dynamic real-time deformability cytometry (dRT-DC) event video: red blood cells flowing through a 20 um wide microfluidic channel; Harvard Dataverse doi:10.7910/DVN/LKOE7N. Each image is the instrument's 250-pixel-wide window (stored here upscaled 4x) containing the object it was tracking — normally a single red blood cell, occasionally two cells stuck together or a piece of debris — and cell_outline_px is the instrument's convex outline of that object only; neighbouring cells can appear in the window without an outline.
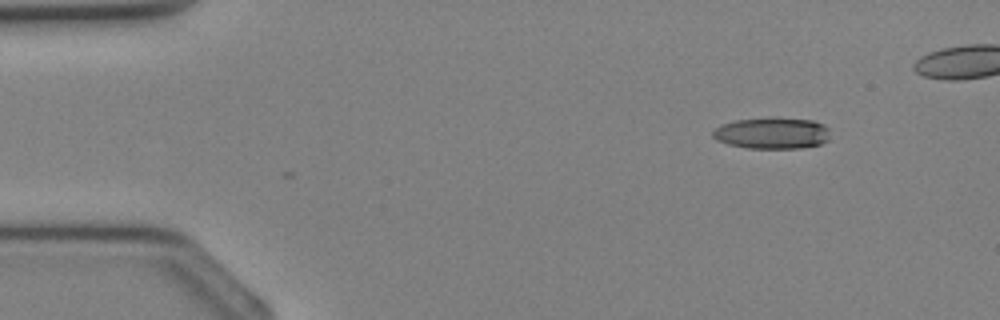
{"species": "Egyptian fruit bat (a non-hibernating species)", "species_latin": "Rousettus aegyptiacus", "temperature_condition": "cold", "stored_images_in_passage": 7, "camera_frame_rate_fps": 3000, "um_per_image_px": 0.085, "animal": {"sex": "female"}, "frame": {"image": 1, "passage_image": 1, "time_ms": 0.0, "image_size_px": [1000, 320], "cell_outline_px": [[828, 140], [820, 144], [800, 148], [748, 148], [728, 144], [716, 140], [712, 136], [712, 132], [720, 124], [736, 120], [768, 116], [772, 116], [812, 120], [824, 124], [828, 128]], "centroid_in_image_um": [65.61, 11.29], "position_along_channel_um": 19.4, "area_um2": 21.85}}